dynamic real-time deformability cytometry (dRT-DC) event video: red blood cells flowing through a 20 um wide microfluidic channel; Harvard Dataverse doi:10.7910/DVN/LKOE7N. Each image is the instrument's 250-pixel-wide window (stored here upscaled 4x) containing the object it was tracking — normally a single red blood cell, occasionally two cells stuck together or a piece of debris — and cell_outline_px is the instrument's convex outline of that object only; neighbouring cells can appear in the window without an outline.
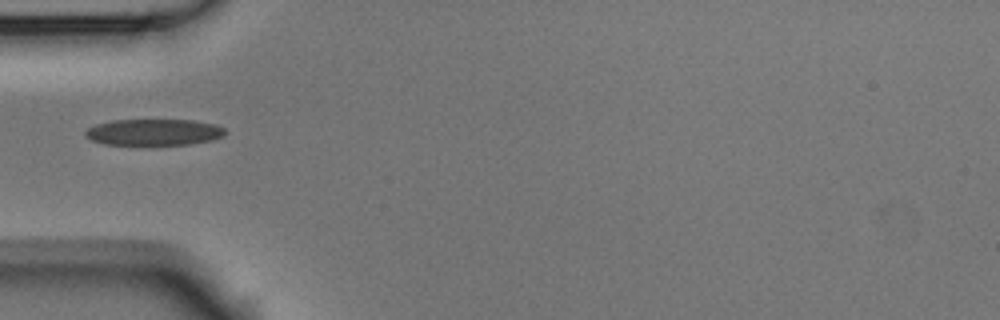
{"species": "Egyptian fruit bat (a non-hibernating species)", "species_latin": "Rousettus aegyptiacus", "temperature_condition": "room temperature", "stored_images_in_passage": 2, "camera_frame_rate_fps": 3000, "um_per_image_px": 0.085, "animal": {"sex": "male"}, "frame": {"image": 1, "passage_image": 1, "time_ms": 0.0, "image_size_px": [1000, 320], "cell_outline_px": [[224, 136], [212, 140], [188, 144], [104, 144], [92, 140], [84, 132], [88, 128], [96, 124], [112, 120], [192, 120], [216, 124], [224, 128]], "centroid_in_image_um": [13.1, 11.22], "position_along_channel_um": 71.9, "area_um2": 21.21}}
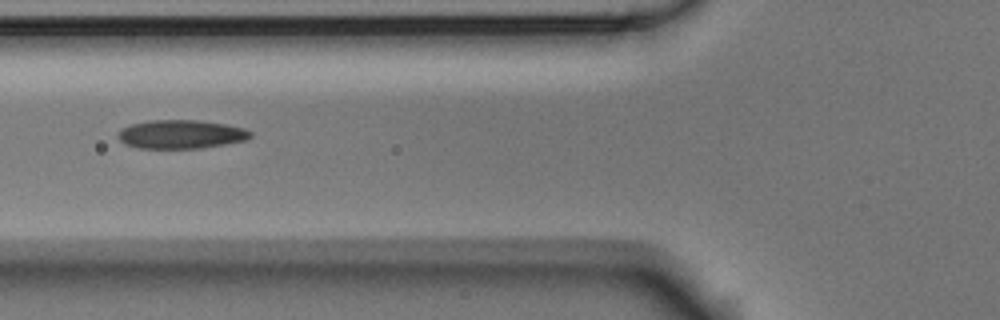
{"frame": {"image": 2, "passage_image": 2, "time_ms": 0.333, "image_size_px": [1000, 320], "cell_outline_px": [[252, 136], [248, 140], [200, 148], [140, 148], [124, 144], [116, 136], [120, 128], [132, 124], [148, 120], [196, 120], [224, 124], [244, 128], [252, 132]], "centroid_in_image_um": [15.36, 11.41], "position_along_channel_um": 110.4, "area_um2": 22.2}}